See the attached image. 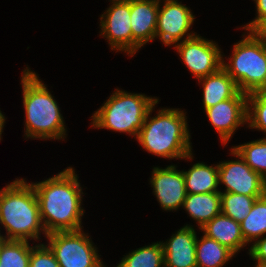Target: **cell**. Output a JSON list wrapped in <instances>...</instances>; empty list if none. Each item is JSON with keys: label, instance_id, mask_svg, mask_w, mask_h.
<instances>
[{"label": "cell", "instance_id": "cell-1", "mask_svg": "<svg viewBox=\"0 0 266 267\" xmlns=\"http://www.w3.org/2000/svg\"><path fill=\"white\" fill-rule=\"evenodd\" d=\"M46 233L82 229V188L72 167L42 182L32 184Z\"/></svg>", "mask_w": 266, "mask_h": 267}, {"label": "cell", "instance_id": "cell-2", "mask_svg": "<svg viewBox=\"0 0 266 267\" xmlns=\"http://www.w3.org/2000/svg\"><path fill=\"white\" fill-rule=\"evenodd\" d=\"M158 102L149 109L136 139L146 151L156 156L191 160V136L184 111L165 108L150 117Z\"/></svg>", "mask_w": 266, "mask_h": 267}, {"label": "cell", "instance_id": "cell-3", "mask_svg": "<svg viewBox=\"0 0 266 267\" xmlns=\"http://www.w3.org/2000/svg\"><path fill=\"white\" fill-rule=\"evenodd\" d=\"M0 223L7 234L1 239L38 240L41 231L47 235L32 183L16 179L0 190Z\"/></svg>", "mask_w": 266, "mask_h": 267}, {"label": "cell", "instance_id": "cell-4", "mask_svg": "<svg viewBox=\"0 0 266 267\" xmlns=\"http://www.w3.org/2000/svg\"><path fill=\"white\" fill-rule=\"evenodd\" d=\"M25 136L27 138L64 139L66 128L54 97L38 75L28 67L22 74Z\"/></svg>", "mask_w": 266, "mask_h": 267}, {"label": "cell", "instance_id": "cell-5", "mask_svg": "<svg viewBox=\"0 0 266 267\" xmlns=\"http://www.w3.org/2000/svg\"><path fill=\"white\" fill-rule=\"evenodd\" d=\"M92 116V127L129 133L137 138L149 109L158 98L119 89Z\"/></svg>", "mask_w": 266, "mask_h": 267}, {"label": "cell", "instance_id": "cell-6", "mask_svg": "<svg viewBox=\"0 0 266 267\" xmlns=\"http://www.w3.org/2000/svg\"><path fill=\"white\" fill-rule=\"evenodd\" d=\"M230 64L222 68L234 80L239 91L247 95L266 90V47L251 31L245 38L234 44Z\"/></svg>", "mask_w": 266, "mask_h": 267}, {"label": "cell", "instance_id": "cell-7", "mask_svg": "<svg viewBox=\"0 0 266 267\" xmlns=\"http://www.w3.org/2000/svg\"><path fill=\"white\" fill-rule=\"evenodd\" d=\"M82 232L56 231L45 236L60 267H101L102 261L96 247Z\"/></svg>", "mask_w": 266, "mask_h": 267}, {"label": "cell", "instance_id": "cell-8", "mask_svg": "<svg viewBox=\"0 0 266 267\" xmlns=\"http://www.w3.org/2000/svg\"><path fill=\"white\" fill-rule=\"evenodd\" d=\"M187 34L174 47L189 71L197 79L217 72L222 67L223 59L217 44L195 33Z\"/></svg>", "mask_w": 266, "mask_h": 267}, {"label": "cell", "instance_id": "cell-9", "mask_svg": "<svg viewBox=\"0 0 266 267\" xmlns=\"http://www.w3.org/2000/svg\"><path fill=\"white\" fill-rule=\"evenodd\" d=\"M231 155L238 157V160L218 164L219 184L225 185V192L246 196H264L265 179L253 171L233 148Z\"/></svg>", "mask_w": 266, "mask_h": 267}, {"label": "cell", "instance_id": "cell-10", "mask_svg": "<svg viewBox=\"0 0 266 267\" xmlns=\"http://www.w3.org/2000/svg\"><path fill=\"white\" fill-rule=\"evenodd\" d=\"M111 2L112 5L100 17V34L108 40L112 50L124 51L132 56L130 0Z\"/></svg>", "mask_w": 266, "mask_h": 267}, {"label": "cell", "instance_id": "cell-11", "mask_svg": "<svg viewBox=\"0 0 266 267\" xmlns=\"http://www.w3.org/2000/svg\"><path fill=\"white\" fill-rule=\"evenodd\" d=\"M163 7L157 15L156 36L165 46L179 43L191 28L194 22V15L191 10L182 5L178 0H163Z\"/></svg>", "mask_w": 266, "mask_h": 267}, {"label": "cell", "instance_id": "cell-12", "mask_svg": "<svg viewBox=\"0 0 266 267\" xmlns=\"http://www.w3.org/2000/svg\"><path fill=\"white\" fill-rule=\"evenodd\" d=\"M247 98L246 93L238 91L232 98L205 109L224 146L236 128L244 123L247 124Z\"/></svg>", "mask_w": 266, "mask_h": 267}, {"label": "cell", "instance_id": "cell-13", "mask_svg": "<svg viewBox=\"0 0 266 267\" xmlns=\"http://www.w3.org/2000/svg\"><path fill=\"white\" fill-rule=\"evenodd\" d=\"M150 183L162 209L173 211L183 206L187 194L183 171H178L174 165L165 169L154 167Z\"/></svg>", "mask_w": 266, "mask_h": 267}, {"label": "cell", "instance_id": "cell-14", "mask_svg": "<svg viewBox=\"0 0 266 267\" xmlns=\"http://www.w3.org/2000/svg\"><path fill=\"white\" fill-rule=\"evenodd\" d=\"M159 0H130L132 57L144 44L155 39Z\"/></svg>", "mask_w": 266, "mask_h": 267}, {"label": "cell", "instance_id": "cell-15", "mask_svg": "<svg viewBox=\"0 0 266 267\" xmlns=\"http://www.w3.org/2000/svg\"><path fill=\"white\" fill-rule=\"evenodd\" d=\"M196 240L195 229L186 225L162 242L164 267H197Z\"/></svg>", "mask_w": 266, "mask_h": 267}, {"label": "cell", "instance_id": "cell-16", "mask_svg": "<svg viewBox=\"0 0 266 267\" xmlns=\"http://www.w3.org/2000/svg\"><path fill=\"white\" fill-rule=\"evenodd\" d=\"M200 230L204 232V235L228 247L235 254L247 244L242 235L240 223L223 213L218 214Z\"/></svg>", "mask_w": 266, "mask_h": 267}, {"label": "cell", "instance_id": "cell-17", "mask_svg": "<svg viewBox=\"0 0 266 267\" xmlns=\"http://www.w3.org/2000/svg\"><path fill=\"white\" fill-rule=\"evenodd\" d=\"M198 80L203 86L204 110L232 98L239 91L234 80L222 67Z\"/></svg>", "mask_w": 266, "mask_h": 267}, {"label": "cell", "instance_id": "cell-18", "mask_svg": "<svg viewBox=\"0 0 266 267\" xmlns=\"http://www.w3.org/2000/svg\"><path fill=\"white\" fill-rule=\"evenodd\" d=\"M182 207L198 222L200 229L221 213L220 192L187 193Z\"/></svg>", "mask_w": 266, "mask_h": 267}, {"label": "cell", "instance_id": "cell-19", "mask_svg": "<svg viewBox=\"0 0 266 267\" xmlns=\"http://www.w3.org/2000/svg\"><path fill=\"white\" fill-rule=\"evenodd\" d=\"M186 193L221 192L219 185L218 164L215 167L204 163H195L188 171H183Z\"/></svg>", "mask_w": 266, "mask_h": 267}, {"label": "cell", "instance_id": "cell-20", "mask_svg": "<svg viewBox=\"0 0 266 267\" xmlns=\"http://www.w3.org/2000/svg\"><path fill=\"white\" fill-rule=\"evenodd\" d=\"M234 255L228 247L206 235L196 240L197 267H223Z\"/></svg>", "mask_w": 266, "mask_h": 267}, {"label": "cell", "instance_id": "cell-21", "mask_svg": "<svg viewBox=\"0 0 266 267\" xmlns=\"http://www.w3.org/2000/svg\"><path fill=\"white\" fill-rule=\"evenodd\" d=\"M240 225L247 244L266 234V195L256 199L250 212Z\"/></svg>", "mask_w": 266, "mask_h": 267}, {"label": "cell", "instance_id": "cell-22", "mask_svg": "<svg viewBox=\"0 0 266 267\" xmlns=\"http://www.w3.org/2000/svg\"><path fill=\"white\" fill-rule=\"evenodd\" d=\"M119 264L121 267H164L162 242L133 250Z\"/></svg>", "mask_w": 266, "mask_h": 267}, {"label": "cell", "instance_id": "cell-23", "mask_svg": "<svg viewBox=\"0 0 266 267\" xmlns=\"http://www.w3.org/2000/svg\"><path fill=\"white\" fill-rule=\"evenodd\" d=\"M31 246L25 240H0V267H29Z\"/></svg>", "mask_w": 266, "mask_h": 267}, {"label": "cell", "instance_id": "cell-24", "mask_svg": "<svg viewBox=\"0 0 266 267\" xmlns=\"http://www.w3.org/2000/svg\"><path fill=\"white\" fill-rule=\"evenodd\" d=\"M221 213L241 223L250 212L257 198L262 196H246L233 192H220Z\"/></svg>", "mask_w": 266, "mask_h": 267}, {"label": "cell", "instance_id": "cell-25", "mask_svg": "<svg viewBox=\"0 0 266 267\" xmlns=\"http://www.w3.org/2000/svg\"><path fill=\"white\" fill-rule=\"evenodd\" d=\"M233 149L253 171L266 179V138L244 143Z\"/></svg>", "mask_w": 266, "mask_h": 267}, {"label": "cell", "instance_id": "cell-26", "mask_svg": "<svg viewBox=\"0 0 266 267\" xmlns=\"http://www.w3.org/2000/svg\"><path fill=\"white\" fill-rule=\"evenodd\" d=\"M247 123L249 127L266 133V90L248 94Z\"/></svg>", "mask_w": 266, "mask_h": 267}, {"label": "cell", "instance_id": "cell-27", "mask_svg": "<svg viewBox=\"0 0 266 267\" xmlns=\"http://www.w3.org/2000/svg\"><path fill=\"white\" fill-rule=\"evenodd\" d=\"M29 267H60L48 245L38 244L31 248Z\"/></svg>", "mask_w": 266, "mask_h": 267}, {"label": "cell", "instance_id": "cell-28", "mask_svg": "<svg viewBox=\"0 0 266 267\" xmlns=\"http://www.w3.org/2000/svg\"><path fill=\"white\" fill-rule=\"evenodd\" d=\"M249 249V255L254 261L257 262L256 265L266 264V236L259 238Z\"/></svg>", "mask_w": 266, "mask_h": 267}, {"label": "cell", "instance_id": "cell-29", "mask_svg": "<svg viewBox=\"0 0 266 267\" xmlns=\"http://www.w3.org/2000/svg\"><path fill=\"white\" fill-rule=\"evenodd\" d=\"M256 3L257 16L255 20L250 21L249 24L244 25L242 29L251 31L263 18L266 17V0H254Z\"/></svg>", "mask_w": 266, "mask_h": 267}, {"label": "cell", "instance_id": "cell-30", "mask_svg": "<svg viewBox=\"0 0 266 267\" xmlns=\"http://www.w3.org/2000/svg\"><path fill=\"white\" fill-rule=\"evenodd\" d=\"M251 32L263 41L266 40V17L263 18L252 30Z\"/></svg>", "mask_w": 266, "mask_h": 267}, {"label": "cell", "instance_id": "cell-31", "mask_svg": "<svg viewBox=\"0 0 266 267\" xmlns=\"http://www.w3.org/2000/svg\"><path fill=\"white\" fill-rule=\"evenodd\" d=\"M4 123H5V116L2 114L0 110V140H1V134L3 132Z\"/></svg>", "mask_w": 266, "mask_h": 267}, {"label": "cell", "instance_id": "cell-32", "mask_svg": "<svg viewBox=\"0 0 266 267\" xmlns=\"http://www.w3.org/2000/svg\"><path fill=\"white\" fill-rule=\"evenodd\" d=\"M257 267H266V264H263V265H255Z\"/></svg>", "mask_w": 266, "mask_h": 267}, {"label": "cell", "instance_id": "cell-33", "mask_svg": "<svg viewBox=\"0 0 266 267\" xmlns=\"http://www.w3.org/2000/svg\"><path fill=\"white\" fill-rule=\"evenodd\" d=\"M101 267H105V266L103 265V262H102V264H101ZM116 267H121V265L118 264V266H116Z\"/></svg>", "mask_w": 266, "mask_h": 267}, {"label": "cell", "instance_id": "cell-34", "mask_svg": "<svg viewBox=\"0 0 266 267\" xmlns=\"http://www.w3.org/2000/svg\"><path fill=\"white\" fill-rule=\"evenodd\" d=\"M265 195H266V179H265Z\"/></svg>", "mask_w": 266, "mask_h": 267}]
</instances>
